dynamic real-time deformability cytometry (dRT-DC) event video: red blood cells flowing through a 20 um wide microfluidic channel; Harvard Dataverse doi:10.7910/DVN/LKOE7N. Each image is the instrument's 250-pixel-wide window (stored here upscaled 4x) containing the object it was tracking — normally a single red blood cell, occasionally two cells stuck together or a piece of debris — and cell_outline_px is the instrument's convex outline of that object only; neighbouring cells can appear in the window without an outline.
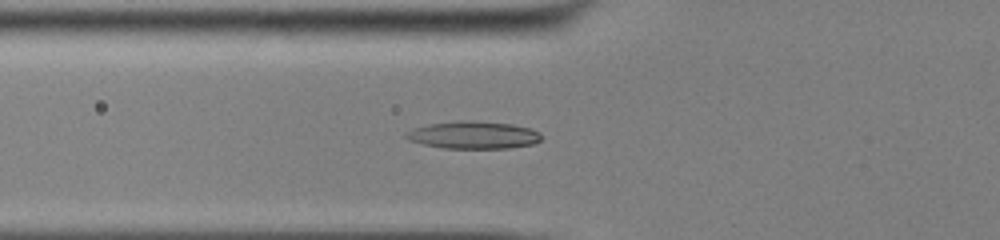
{"species": "common noctule bat (a hibernating species)", "species_latin": "Nyctalus noctula", "temperature_condition": "cold", "stored_images_in_passage": 39, "camera_frame_rate_fps": 3000, "um_per_image_px": 0.085, "animal": {"sex": "male", "body_mass_g": 13.0, "forearm_length_mm": 53.1}, "frame": {"image": 1, "passage_image": 6, "time_ms": 1.667, "image_size_px": [1000, 240], "cell_outline_px": [[544, 136], [540, 140], [532, 144], [508, 148], [444, 148], [424, 144], [408, 140], [404, 136], [404, 132], [412, 128], [428, 124], [460, 120], [468, 120], [512, 124], [532, 128], [540, 132]], "centroid_in_image_um": [40.24, 11.47], "position_along_channel_um": 85.6, "area_um2": 21.85}}
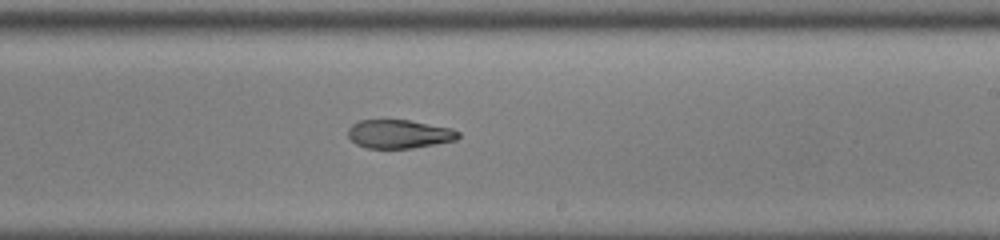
{"frame": {"image": 2, "passage_image": 19, "time_ms": 6.0, "image_size_px": [1000, 240], "cell_outline_px": [[460, 136], [456, 140], [412, 148], [364, 148], [356, 144], [348, 136], [348, 128], [352, 124], [360, 120], [408, 120], [452, 128], [460, 132]], "centroid_in_image_um": [33.92, 11.39], "position_along_channel_um": 255.1, "area_um2": 18.38}}
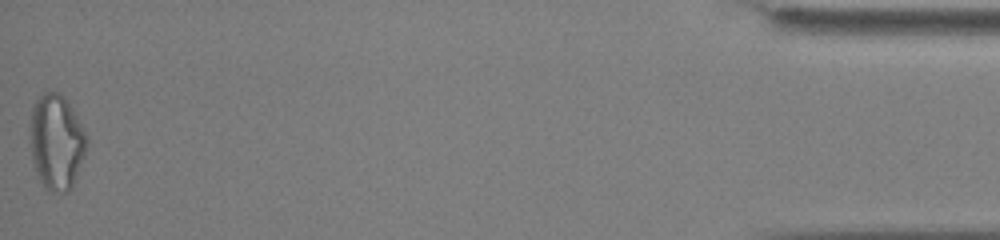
{"frame": {"image": 3, "passage_image": 39, "time_ms": 12.667, "image_size_px": [1000, 240], "cell_outline_px": [[88, 144], [84, 156], [72, 188], [68, 192], [48, 192], [44, 188], [36, 172], [32, 160], [32, 104], [44, 92], [56, 92], [64, 96], [72, 108], [88, 136]], "centroid_in_image_um": [4.83, 12.09], "position_along_channel_um": 430.4, "area_um2": 31.27}, "authors_computed_cell_mechanics": {"area_um2": 20.5768, "velocity_mm_per_s": 3.909, "shape_relaxation_time_tau1_ms": null, "shape_relaxation_time_tau2_ms": 4.8937, "deformation_change_tau1": null, "deformation_change_tau2": 0.1426}}